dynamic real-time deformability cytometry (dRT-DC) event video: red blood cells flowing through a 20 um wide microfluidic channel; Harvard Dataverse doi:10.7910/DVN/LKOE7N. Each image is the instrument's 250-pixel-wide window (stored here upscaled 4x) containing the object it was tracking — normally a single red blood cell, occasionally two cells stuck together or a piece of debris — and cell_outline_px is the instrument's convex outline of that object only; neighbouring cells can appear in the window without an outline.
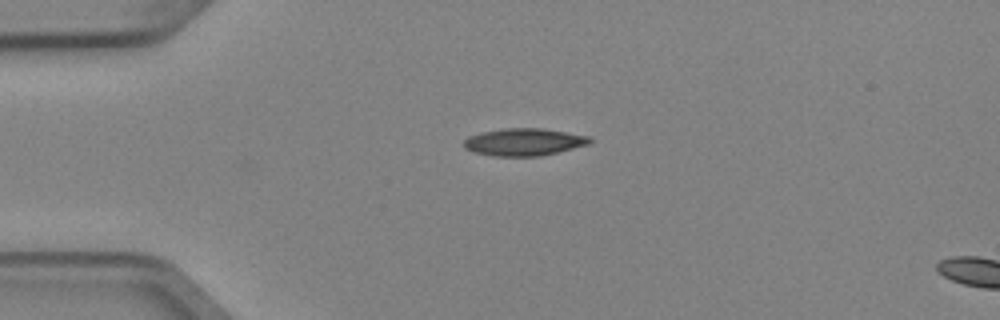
{"species": "Egyptian fruit bat (a non-hibernating species)", "species_latin": "Rousettus aegyptiacus", "temperature_condition": "cold", "stored_images_in_passage": 2, "camera_frame_rate_fps": 3000, "um_per_image_px": 0.085, "animal": {"sex": "female"}, "frame": {"image": 1, "passage_image": 1, "time_ms": 0.0, "image_size_px": [1000, 320], "cell_outline_px": [[592, 140], [588, 144], [540, 156], [492, 156], [476, 152], [464, 148], [464, 140], [468, 136], [480, 132], [504, 128], [540, 128], [588, 136]], "centroid_in_image_um": [44.48, 12.06], "position_along_channel_um": 40.5, "area_um2": 19.83}}